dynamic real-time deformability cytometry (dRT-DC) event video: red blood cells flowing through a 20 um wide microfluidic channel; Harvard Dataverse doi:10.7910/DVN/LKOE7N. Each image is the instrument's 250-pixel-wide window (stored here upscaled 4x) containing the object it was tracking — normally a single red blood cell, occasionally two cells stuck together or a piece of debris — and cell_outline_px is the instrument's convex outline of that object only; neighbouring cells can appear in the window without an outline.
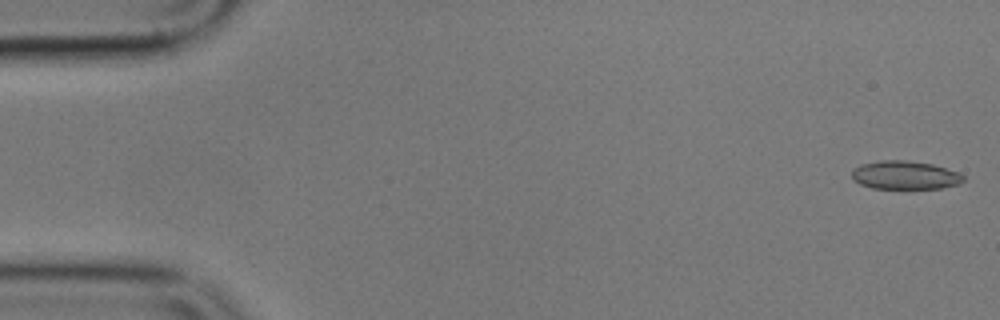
{"species": "common noctule bat (a hibernating species)", "species_latin": "Nyctalus noctula", "temperature_condition": "cold", "stored_images_in_passage": 56, "camera_frame_rate_fps": 3000, "um_per_image_px": 0.085, "animal": {"sex": "male", "body_mass_g": 17.9}, "frame": {"image": 1, "passage_image": 1, "time_ms": 0.0, "image_size_px": [1000, 320], "cell_outline_px": [[964, 180], [960, 184], [940, 188], [872, 188], [860, 184], [852, 180], [852, 168], [860, 164], [880, 160], [904, 160], [932, 164], [956, 172], [964, 176]], "centroid_in_image_um": [76.87, 14.88], "position_along_channel_um": 8.1, "area_um2": 18.44}}
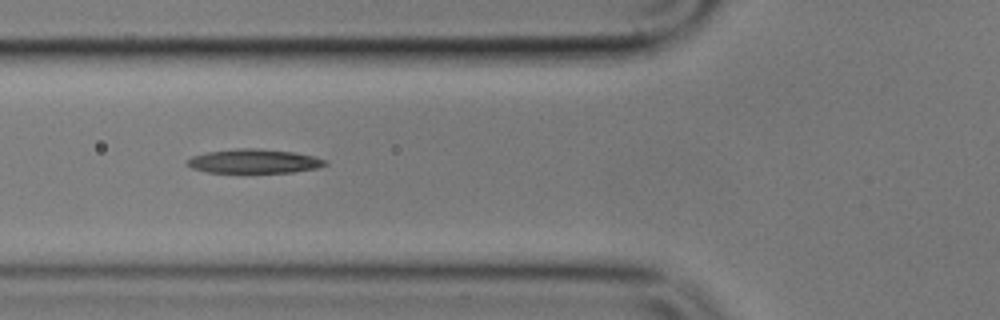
{"frame": {"image": 2, "passage_image": 20, "time_ms": 6.333, "image_size_px": [1000, 320], "cell_outline_px": [[328, 164], [316, 168], [292, 172], [208, 172], [192, 168], [188, 164], [188, 160], [192, 156], [208, 152], [236, 148], [260, 148], [292, 152], [312, 156], [328, 160]], "centroid_in_image_um": [21.62, 13.69], "position_along_channel_um": 104.2, "area_um2": 19.13}}
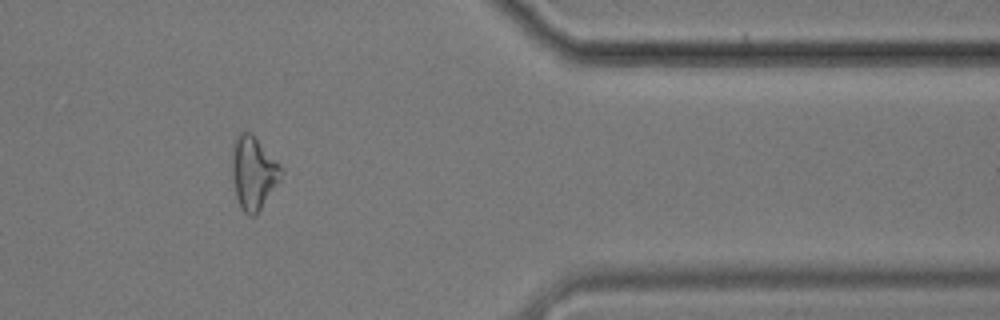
{"frame": {"image": 3, "passage_image": 46, "time_ms": 15.0, "image_size_px": [1000, 320], "cell_outline_px": [[284, 172], [280, 180], [260, 208], [252, 216], [248, 216], [240, 208], [236, 196], [232, 180], [232, 148], [236, 136], [240, 132], [248, 132], [284, 168]], "centroid_in_image_um": [21.52, 14.71], "position_along_channel_um": 389.9, "area_um2": 20.52}}